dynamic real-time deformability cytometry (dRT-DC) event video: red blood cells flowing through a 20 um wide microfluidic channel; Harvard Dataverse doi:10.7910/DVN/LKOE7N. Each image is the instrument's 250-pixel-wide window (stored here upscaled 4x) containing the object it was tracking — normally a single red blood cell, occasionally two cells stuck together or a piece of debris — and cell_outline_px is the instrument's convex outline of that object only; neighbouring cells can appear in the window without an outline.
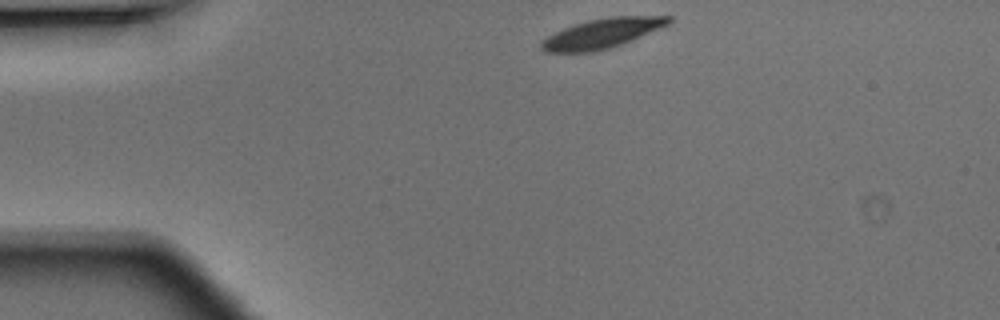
{"species": "Egyptian fruit bat (a non-hibernating species)", "species_latin": "Rousettus aegyptiacus", "temperature_condition": "warm", "stored_images_in_passage": 40, "camera_frame_rate_fps": 3000, "um_per_image_px": 0.085, "animal": {"sex": "male"}, "frame": {"image": 1, "passage_image": 1, "time_ms": 0.0, "image_size_px": [1000, 320], "cell_outline_px": [[672, 20], [668, 24], [620, 44], [596, 52], [544, 52], [540, 48], [540, 44], [548, 36], [564, 28], [588, 20], [612, 16], [672, 16]], "centroid_in_image_um": [51.14, 2.84], "position_along_channel_um": 33.9, "area_um2": 21.5}}
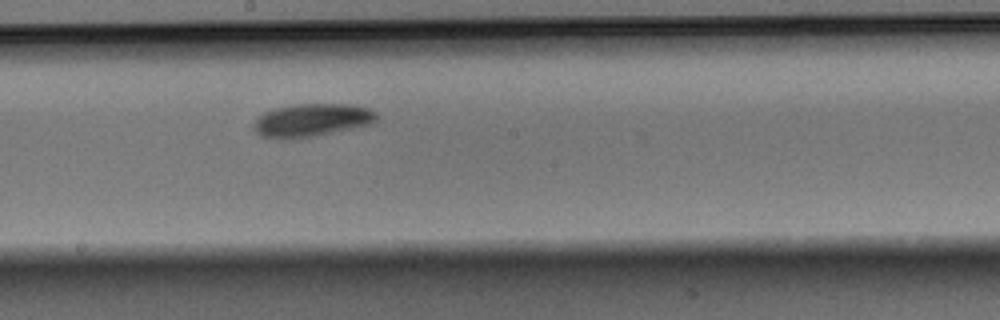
{"frame": {"image": 2, "passage_image": 18, "time_ms": 5.667, "image_size_px": [1000, 320], "cell_outline_px": [[380, 116], [372, 124], [312, 136], [288, 140], [280, 140], [260, 136], [252, 128], [252, 124], [264, 112], [272, 108], [292, 104], [356, 104], [368, 108], [376, 112]], "centroid_in_image_um": [26.48, 10.21], "position_along_channel_um": 221.7, "area_um2": 24.04}}
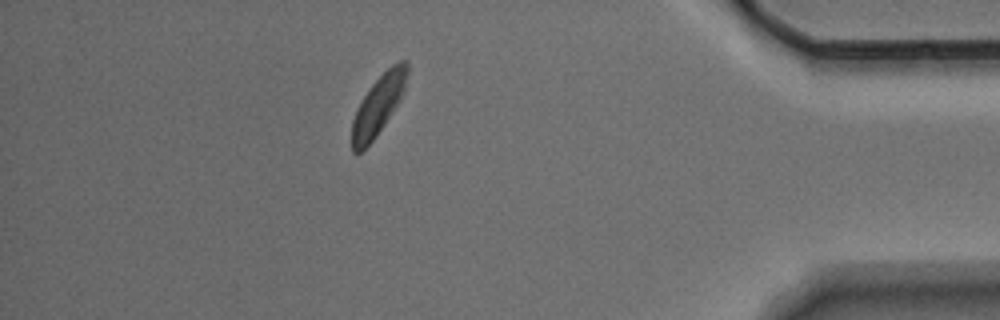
{"frame": {"image": 3, "passage_image": 34, "time_ms": 11.0, "image_size_px": [1000, 320], "cell_outline_px": [[408, 72], [404, 88], [396, 104], [376, 136], [360, 152], [352, 152], [352, 120], [364, 96], [372, 84], [392, 64], [400, 60], [408, 60]], "centroid_in_image_um": [32.15, 8.9], "position_along_channel_um": 403.1, "area_um2": 18.32}}